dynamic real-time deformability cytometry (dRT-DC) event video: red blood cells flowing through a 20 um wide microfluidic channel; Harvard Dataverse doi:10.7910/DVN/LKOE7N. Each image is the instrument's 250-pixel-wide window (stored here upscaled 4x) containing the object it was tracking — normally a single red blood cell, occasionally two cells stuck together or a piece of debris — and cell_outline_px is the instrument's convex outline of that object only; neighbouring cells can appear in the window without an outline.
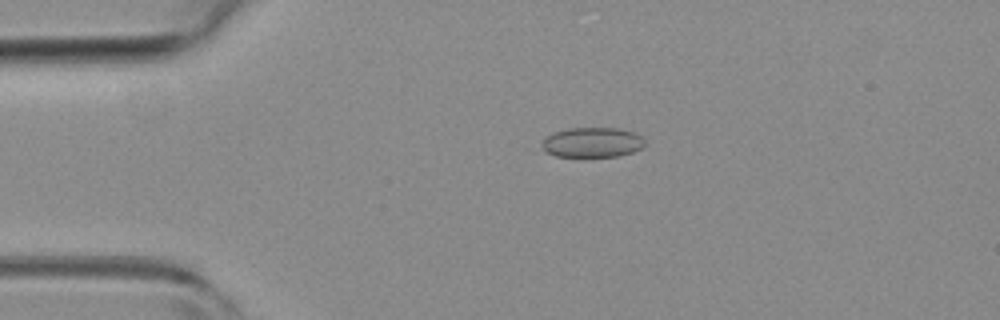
{"species": "common noctule bat (a hibernating species)", "species_latin": "Nyctalus noctula", "temperature_condition": "room temperature", "stored_images_in_passage": 13, "camera_frame_rate_fps": 3000, "um_per_image_px": 0.085, "animal": {"sex": "female", "body_mass_g": 19.3, "forearm_length_mm": 54.1}, "frame": {"image": 1, "passage_image": 1, "time_ms": 0.0, "image_size_px": [1000, 320], "cell_outline_px": [[644, 144], [640, 148], [632, 152], [616, 156], [584, 160], [556, 156], [548, 152], [544, 148], [544, 140], [548, 136], [556, 132], [568, 128], [616, 128], [632, 132], [640, 136], [644, 140]], "centroid_in_image_um": [50.34, 12.16], "position_along_channel_um": 34.7, "area_um2": 18.26}}
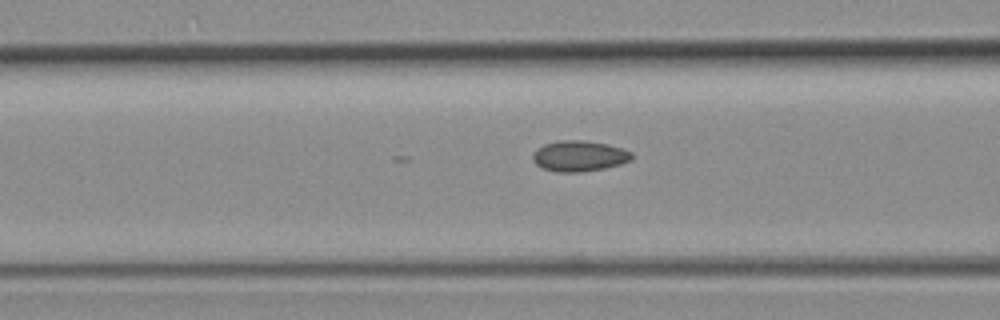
{"frame": {"image": 2, "passage_image": 10, "time_ms": 3.0, "image_size_px": [1000, 320], "cell_outline_px": [[632, 160], [620, 164], [604, 168], [584, 172], [556, 172], [544, 168], [536, 164], [532, 160], [532, 156], [536, 148], [544, 144], [560, 140], [584, 140], [608, 144], [624, 148], [632, 152]], "centroid_in_image_um": [49.24, 13.25], "position_along_channel_um": 117.4, "area_um2": 17.92}}
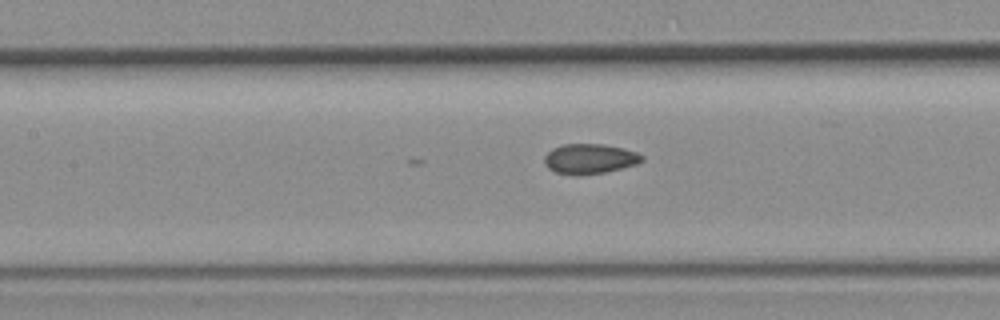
{"frame": {"image": 3, "passage_image": 13, "time_ms": 4.0, "image_size_px": [1000, 320], "cell_outline_px": [[644, 160], [636, 164], [604, 172], [580, 176], [576, 176], [556, 172], [548, 168], [544, 164], [544, 156], [552, 148], [564, 144], [604, 144], [624, 148], [636, 152], [644, 156]], "centroid_in_image_um": [50.1, 13.5], "position_along_channel_um": 157.3, "area_um2": 17.17}}